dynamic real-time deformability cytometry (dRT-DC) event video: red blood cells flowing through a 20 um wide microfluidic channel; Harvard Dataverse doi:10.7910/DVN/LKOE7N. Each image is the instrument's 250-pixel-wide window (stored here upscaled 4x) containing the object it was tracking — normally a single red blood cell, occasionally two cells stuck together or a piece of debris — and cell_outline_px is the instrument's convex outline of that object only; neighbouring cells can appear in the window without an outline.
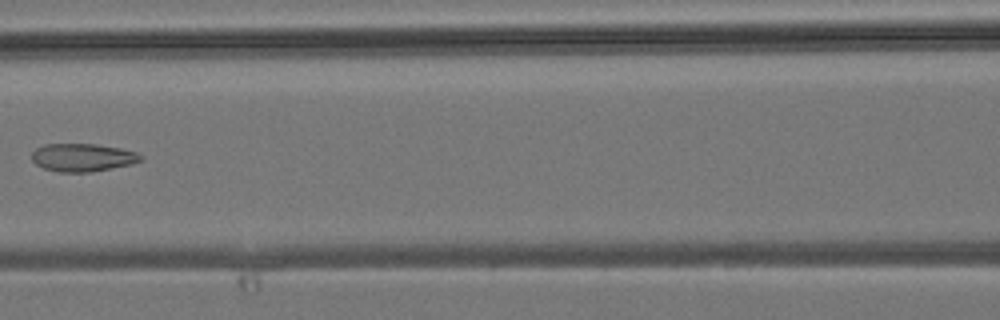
{"species": "common noctule bat (a hibernating species)", "species_latin": "Nyctalus noctula", "temperature_condition": "room temperature", "stored_images_in_passage": 6, "camera_frame_rate_fps": 3000, "um_per_image_px": 0.085, "animal": {"sex": "male", "body_mass_g": 19.2, "forearm_length_mm": 51.8}, "frame": {"image": 1, "passage_image": 6, "time_ms": 5.667, "image_size_px": [1000, 320], "cell_outline_px": [[144, 156], [140, 160], [132, 164], [92, 172], [60, 172], [44, 168], [36, 164], [32, 160], [32, 152], [36, 148], [44, 144], [96, 144], [120, 148], [136, 152]], "centroid_in_image_um": [7.02, 13.38], "position_along_channel_um": 159.6, "area_um2": 17.74}}